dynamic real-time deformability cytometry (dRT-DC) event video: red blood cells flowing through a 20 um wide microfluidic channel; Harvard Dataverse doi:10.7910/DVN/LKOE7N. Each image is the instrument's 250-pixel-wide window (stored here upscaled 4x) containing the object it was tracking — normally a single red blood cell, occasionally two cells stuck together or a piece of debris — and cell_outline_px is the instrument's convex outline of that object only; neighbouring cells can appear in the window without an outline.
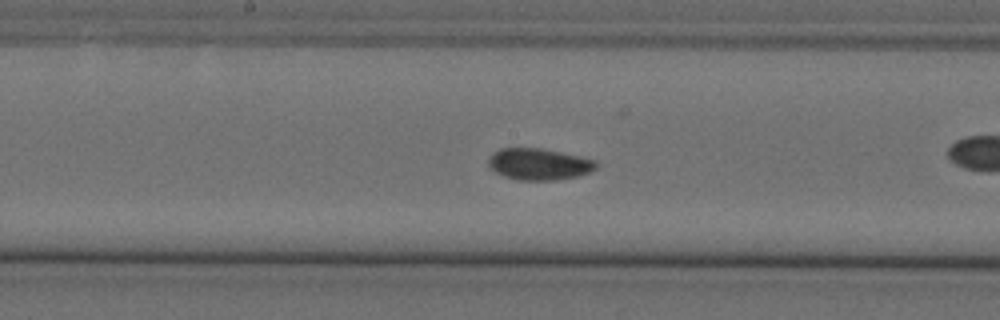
{"species": "Egyptian fruit bat (a non-hibernating species)", "species_latin": "Rousettus aegyptiacus", "temperature_condition": "cold", "stored_images_in_passage": 40, "camera_frame_rate_fps": 3000, "um_per_image_px": 0.085, "animal": {"sex": "female"}, "frame": {"image": 1, "passage_image": 12, "time_ms": 3.667, "image_size_px": [1000, 320], "cell_outline_px": [[596, 168], [580, 176], [556, 180], [516, 180], [504, 176], [488, 168], [488, 160], [492, 152], [500, 148], [540, 148], [580, 156], [596, 160]], "centroid_in_image_um": [45.77, 13.95], "position_along_channel_um": 202.4, "area_um2": 19.94}}
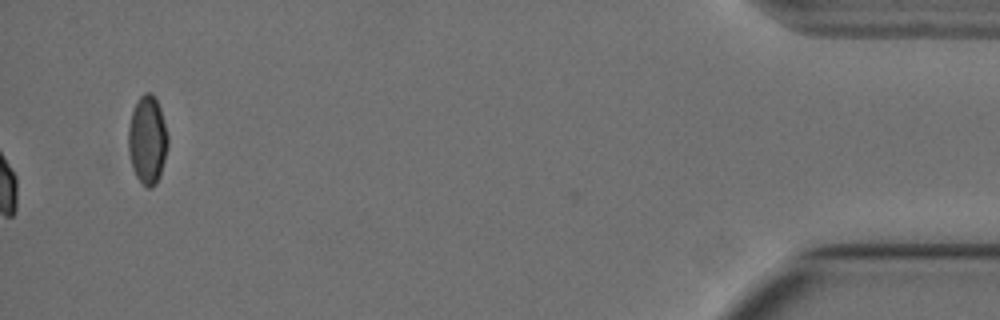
{"frame": {"image": 2, "passage_image": 40, "time_ms": 13.0, "image_size_px": [1000, 320], "cell_outline_px": [[168, 148], [160, 176], [156, 184], [152, 188], [148, 188], [136, 176], [132, 168], [128, 148], [128, 128], [132, 112], [140, 96], [144, 92], [152, 92], [156, 96], [160, 108], [168, 136]], "centroid_in_image_um": [12.54, 11.88], "position_along_channel_um": 422.7, "area_um2": 20.46}, "authors_computed_cell_mechanics": {"area_um2": 19.5364, "velocity_mm_per_s": 3.5685, "shape_relaxation_time_tau1_ms": null, "shape_relaxation_time_tau2_ms": 2.6303, "deformation_change_tau1": null, "deformation_change_tau2": 0.0344}}